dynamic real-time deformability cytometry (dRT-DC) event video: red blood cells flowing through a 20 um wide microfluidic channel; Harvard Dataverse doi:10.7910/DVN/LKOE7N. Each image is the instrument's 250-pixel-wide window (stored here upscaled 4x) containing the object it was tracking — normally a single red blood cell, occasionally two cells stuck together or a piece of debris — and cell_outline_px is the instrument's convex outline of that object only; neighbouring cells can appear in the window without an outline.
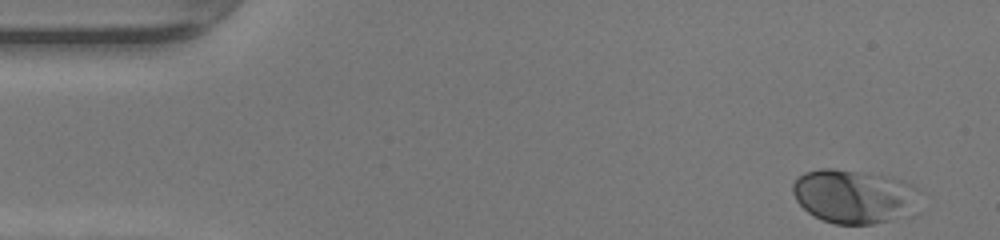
{"species": "human", "species_latin": "Homo sapiens", "temperature_condition": "warm", "stored_images_in_passage": 37, "camera_frame_rate_fps": 3000, "um_per_image_px": 0.085, "donor": {"sex": "female"}, "frame": {"image": 1, "passage_image": 1, "time_ms": 0.0, "image_size_px": [1000, 240], "cell_outline_px": [[924, 192], [920, 212], [916, 216], [872, 224], [836, 224], [824, 220], [808, 212], [796, 200], [792, 192], [792, 184], [804, 172], [820, 168], [832, 168], [892, 176], [904, 180], [920, 188]], "centroid_in_image_um": [72.8, 16.7], "position_along_channel_um": 12.2, "area_um2": 41.56}}
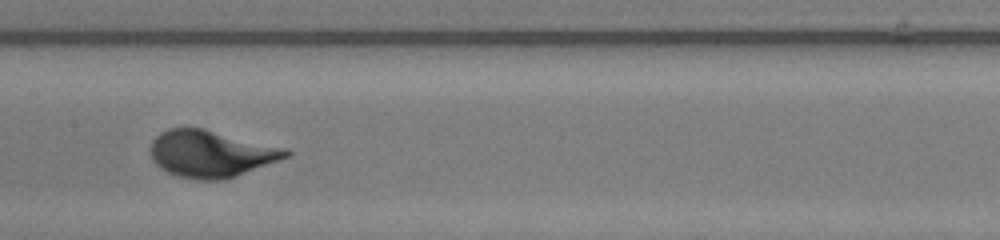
{"frame": {"image": 2, "passage_image": 22, "time_ms": 7.0, "image_size_px": [1000, 240], "cell_outline_px": [[292, 156], [224, 180], [196, 180], [176, 176], [160, 168], [152, 160], [148, 148], [152, 140], [160, 132], [168, 128], [204, 128], [288, 148], [292, 152]], "centroid_in_image_um": [17.94, 13.06], "position_along_channel_um": 189.5, "area_um2": 37.57}}
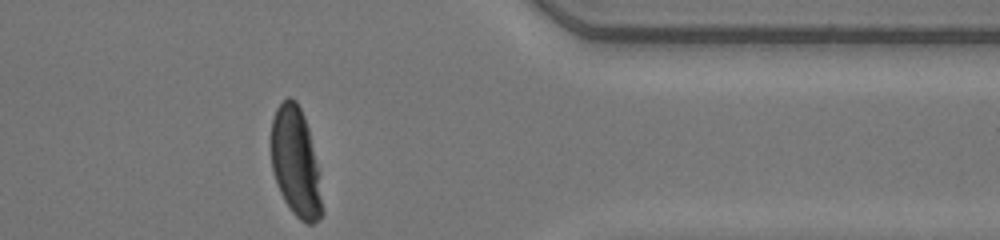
{"frame": {"image": 3, "passage_image": 37, "time_ms": 12.0, "image_size_px": [1000, 240], "cell_outline_px": [[324, 212], [312, 224], [308, 224], [300, 220], [292, 212], [284, 200], [280, 192], [272, 172], [272, 120], [276, 108], [288, 96], [292, 96], [296, 100], [304, 116], [308, 128], [320, 172]], "centroid_in_image_um": [25.16, 13.82], "position_along_channel_um": 386.2, "area_um2": 32.71}}